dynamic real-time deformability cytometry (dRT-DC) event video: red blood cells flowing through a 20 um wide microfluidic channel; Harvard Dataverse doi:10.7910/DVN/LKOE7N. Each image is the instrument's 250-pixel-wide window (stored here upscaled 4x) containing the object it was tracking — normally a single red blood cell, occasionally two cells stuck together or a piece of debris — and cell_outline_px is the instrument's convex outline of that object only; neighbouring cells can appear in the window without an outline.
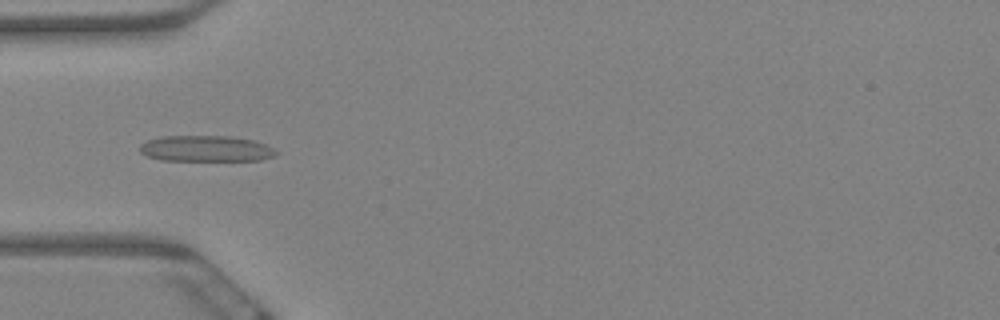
{"species": "Egyptian fruit bat (a non-hibernating species)", "species_latin": "Rousettus aegyptiacus", "temperature_condition": "warm", "stored_images_in_passage": 6, "camera_frame_rate_fps": 3000, "um_per_image_px": 0.085, "animal": {"sex": "female"}, "frame": {"image": 1, "passage_image": 6, "time_ms": 1.667, "image_size_px": [1000, 320], "cell_outline_px": [[276, 152], [272, 156], [260, 160], [160, 160], [148, 156], [140, 152], [140, 144], [148, 140], [160, 136], [228, 136], [252, 140], [264, 144], [272, 148]], "centroid_in_image_um": [17.44, 12.63], "position_along_channel_um": 67.6, "area_um2": 20.35}}